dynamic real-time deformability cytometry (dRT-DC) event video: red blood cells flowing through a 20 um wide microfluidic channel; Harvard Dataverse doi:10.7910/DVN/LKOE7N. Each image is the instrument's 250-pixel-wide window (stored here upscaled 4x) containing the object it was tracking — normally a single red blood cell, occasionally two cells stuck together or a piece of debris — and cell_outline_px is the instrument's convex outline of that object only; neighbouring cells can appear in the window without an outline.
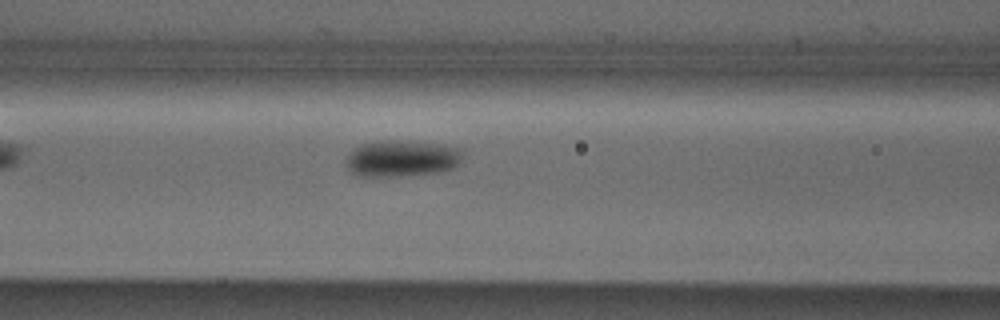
{"species": "Egyptian fruit bat (a non-hibernating species)", "species_latin": "Rousettus aegyptiacus", "temperature_condition": "cold", "stored_images_in_passage": 38, "camera_frame_rate_fps": 3000, "um_per_image_px": 0.085, "animal": {"sex": "male"}, "frame": {"image": 1, "passage_image": 8, "time_ms": 2.333, "image_size_px": [1000, 320], "cell_outline_px": [[464, 152], [460, 160], [452, 168], [440, 172], [400, 176], [360, 176], [348, 172], [344, 164], [344, 160], [352, 148], [360, 144], [380, 140], [400, 140], [444, 144], [464, 148]], "centroid_in_image_um": [34.11, 13.45], "position_along_channel_um": 132.5, "area_um2": 25.49}}
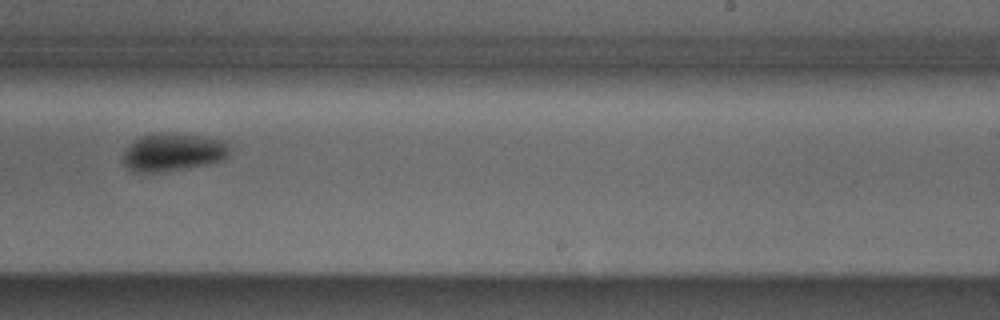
{"frame": {"image": 2, "passage_image": 19, "time_ms": 6.0, "image_size_px": [1000, 320], "cell_outline_px": [[232, 148], [228, 156], [224, 160], [184, 168], [156, 172], [140, 172], [124, 164], [124, 152], [132, 140], [140, 136], [156, 132], [172, 132], [228, 140]], "centroid_in_image_um": [14.77, 12.89], "position_along_channel_um": 274.2, "area_um2": 23.7}}
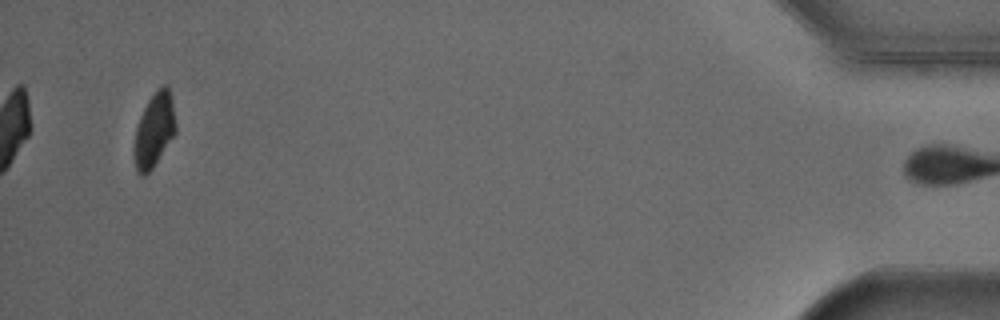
{"frame": {"image": 3, "passage_image": 37, "time_ms": 12.0, "image_size_px": [1000, 320], "cell_outline_px": [[176, 132], [152, 168], [144, 176], [140, 176], [136, 172], [132, 152], [136, 128], [140, 116], [148, 100], [156, 88], [164, 84], [168, 84], [172, 100], [176, 124]], "centroid_in_image_um": [13.08, 11.05], "position_along_channel_um": 422.1, "area_um2": 18.21}, "authors_computed_cell_mechanics": {"area_um2": 22.9177, "velocity_mm_per_s": 3.8795, "shape_relaxation_time_tau1_ms": 3.8079, "shape_relaxation_time_tau2_ms": null, "deformation_change_tau1": 0.0878, "deformation_change_tau2": null}}